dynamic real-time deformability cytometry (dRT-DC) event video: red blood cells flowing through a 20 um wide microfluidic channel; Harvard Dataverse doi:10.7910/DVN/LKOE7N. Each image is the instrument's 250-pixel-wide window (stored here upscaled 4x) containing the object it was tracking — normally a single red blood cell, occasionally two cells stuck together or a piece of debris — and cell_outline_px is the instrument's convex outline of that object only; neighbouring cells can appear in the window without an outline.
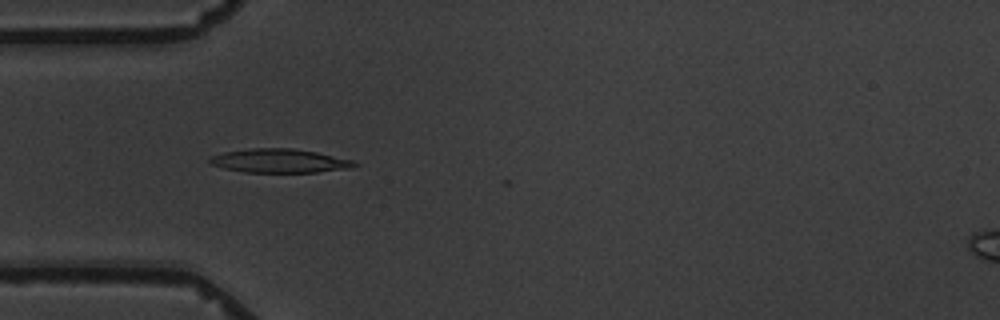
{"species": "common noctule bat (a hibernating species)", "species_latin": "Nyctalus noctula", "temperature_condition": "warm", "stored_images_in_passage": 5, "camera_frame_rate_fps": 3000, "um_per_image_px": 0.085, "animal": {"sex": "male", "body_mass_g": 19.5, "forearm_length_mm": 54.6}, "frame": {"image": 1, "passage_image": 5, "time_ms": 4.667, "image_size_px": [1000, 320], "cell_outline_px": [[360, 164], [348, 168], [316, 172], [244, 172], [224, 168], [212, 164], [208, 160], [208, 156], [224, 152], [252, 148], [292, 148], [316, 152], [352, 160]], "centroid_in_image_um": [23.72, 13.66], "position_along_channel_um": 61.3, "area_um2": 19.94}}